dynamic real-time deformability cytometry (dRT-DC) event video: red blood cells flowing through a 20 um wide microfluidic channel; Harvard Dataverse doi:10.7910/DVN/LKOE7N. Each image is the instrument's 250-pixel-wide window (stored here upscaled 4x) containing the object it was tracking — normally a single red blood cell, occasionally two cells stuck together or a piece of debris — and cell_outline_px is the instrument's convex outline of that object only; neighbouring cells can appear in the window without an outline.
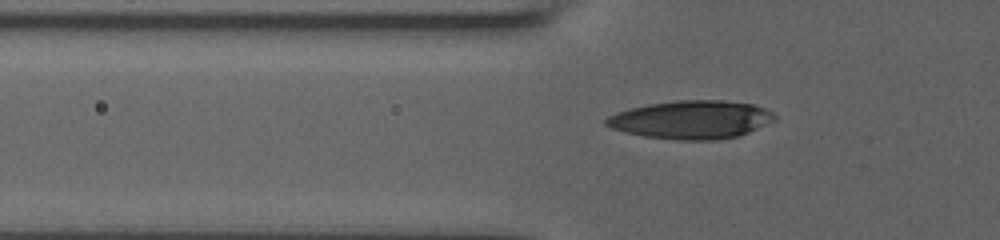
{"species": "human", "species_latin": "Homo sapiens", "temperature_condition": "room temperature", "stored_images_in_passage": 45, "camera_frame_rate_fps": 3000, "um_per_image_px": 0.085, "donor": {"sex": "male"}, "frame": {"image": 1, "passage_image": 11, "time_ms": 3.333, "image_size_px": [1000, 240], "cell_outline_px": [[776, 120], [748, 132], [736, 136], [716, 140], [676, 140], [644, 136], [624, 132], [612, 128], [604, 124], [604, 120], [608, 116], [616, 112], [648, 104], [676, 100], [724, 100], [752, 104], [764, 108], [772, 112], [776, 116]], "centroid_in_image_um": [58.75, 10.17], "position_along_channel_um": 67.1, "area_um2": 37.57}}
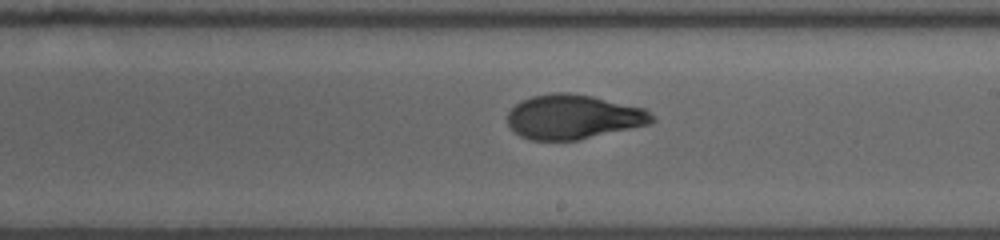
{"frame": {"image": 2, "passage_image": 25, "time_ms": 8.0, "image_size_px": [1000, 240], "cell_outline_px": [[656, 120], [648, 124], [576, 140], [528, 140], [520, 136], [508, 124], [508, 112], [520, 100], [532, 96], [556, 92], [568, 92], [592, 96], [644, 108], [656, 116]], "centroid_in_image_um": [48.72, 9.92], "position_along_channel_um": 240.3, "area_um2": 37.22}}
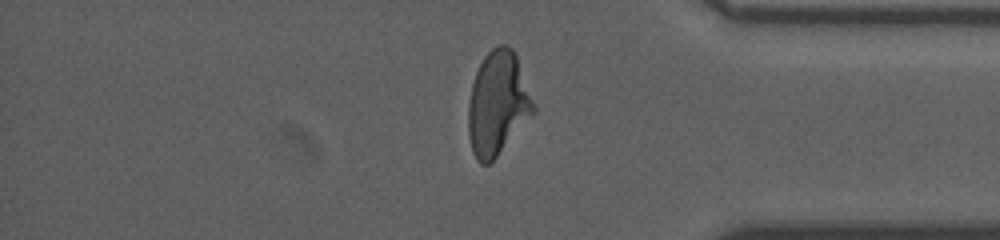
{"frame": {"image": 3, "passage_image": 38, "time_ms": 12.333, "image_size_px": [1000, 240], "cell_outline_px": [[536, 112], [496, 156], [488, 164], [480, 164], [476, 160], [472, 152], [468, 136], [468, 104], [472, 84], [476, 72], [484, 56], [492, 48], [500, 44], [508, 44], [512, 48], [516, 56], [536, 108]], "centroid_in_image_um": [42.29, 8.8], "position_along_channel_um": 392.9, "area_um2": 39.25}}